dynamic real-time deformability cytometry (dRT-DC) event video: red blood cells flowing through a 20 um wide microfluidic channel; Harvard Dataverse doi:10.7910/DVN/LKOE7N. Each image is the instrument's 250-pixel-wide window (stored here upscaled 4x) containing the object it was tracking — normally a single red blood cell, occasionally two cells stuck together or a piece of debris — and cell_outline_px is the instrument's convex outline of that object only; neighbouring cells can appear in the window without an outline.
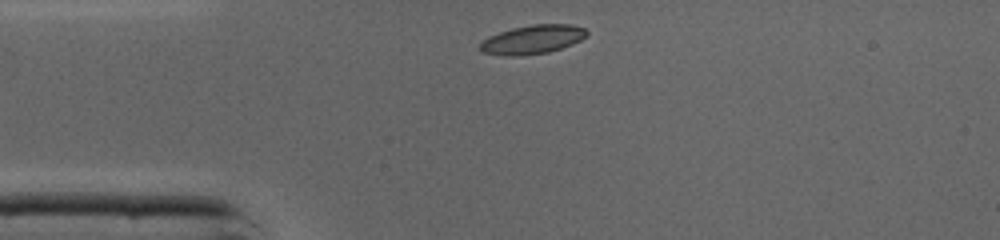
{"species": "common noctule bat (a hibernating species)", "species_latin": "Nyctalus noctula", "temperature_condition": "cold", "stored_images_in_passage": 28, "camera_frame_rate_fps": 3000, "um_per_image_px": 0.085, "animal": {"sex": "male", "body_mass_g": 19.0, "forearm_length_mm": 50.8}, "frame": {"image": 1, "passage_image": 1, "time_ms": 0.0, "image_size_px": [1000, 240], "cell_outline_px": [[588, 36], [572, 44], [548, 52], [516, 56], [504, 56], [480, 52], [480, 44], [488, 36], [512, 28], [532, 24], [568, 24], [584, 28], [588, 32]], "centroid_in_image_um": [45.25, 3.36], "position_along_channel_um": 39.7, "area_um2": 17.92}}
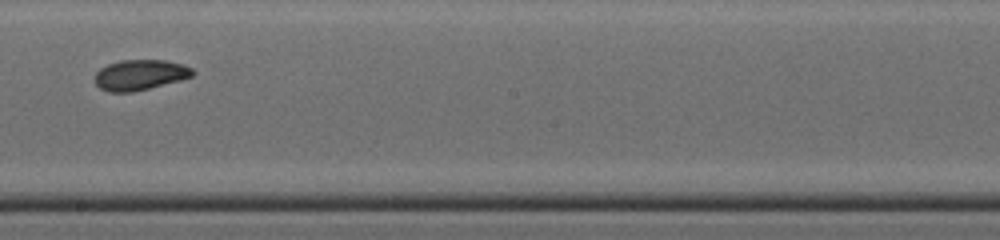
{"frame": {"image": 2, "passage_image": 16, "time_ms": 5.0, "image_size_px": [1000, 240], "cell_outline_px": [[196, 72], [192, 76], [180, 80], [132, 92], [108, 92], [100, 88], [96, 84], [96, 72], [100, 68], [108, 64], [120, 60], [164, 60], [184, 64], [192, 68]], "centroid_in_image_um": [11.91, 6.36], "position_along_channel_um": 236.3, "area_um2": 17.28}}
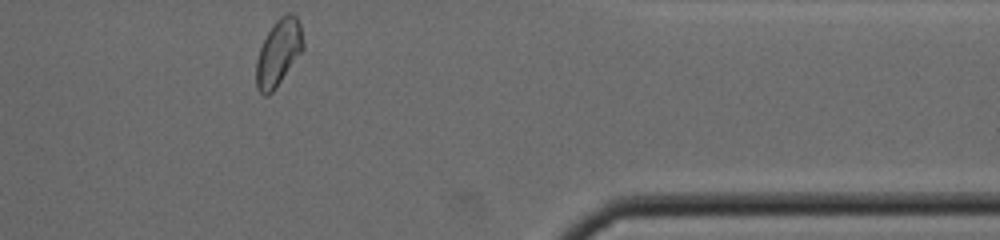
{"frame": {"image": 3, "passage_image": 28, "time_ms": 9.0, "image_size_px": [1000, 240], "cell_outline_px": [[304, 48], [272, 92], [268, 96], [264, 96], [256, 88], [256, 60], [260, 48], [268, 32], [276, 20], [280, 16], [288, 12], [292, 12], [296, 16], [300, 24], [304, 40]], "centroid_in_image_um": [23.67, 4.46], "position_along_channel_um": 387.7, "area_um2": 18.03}, "authors_computed_cell_mechanics": {"area_um2": 17.6001, "velocity_mm_per_s": 4.3571, "shape_relaxation_time_tau1_ms": 8.0003, "shape_relaxation_time_tau2_ms": 3.9599, "deformation_change_tau1": 0.1702, "deformation_change_tau2": 0.0781}}